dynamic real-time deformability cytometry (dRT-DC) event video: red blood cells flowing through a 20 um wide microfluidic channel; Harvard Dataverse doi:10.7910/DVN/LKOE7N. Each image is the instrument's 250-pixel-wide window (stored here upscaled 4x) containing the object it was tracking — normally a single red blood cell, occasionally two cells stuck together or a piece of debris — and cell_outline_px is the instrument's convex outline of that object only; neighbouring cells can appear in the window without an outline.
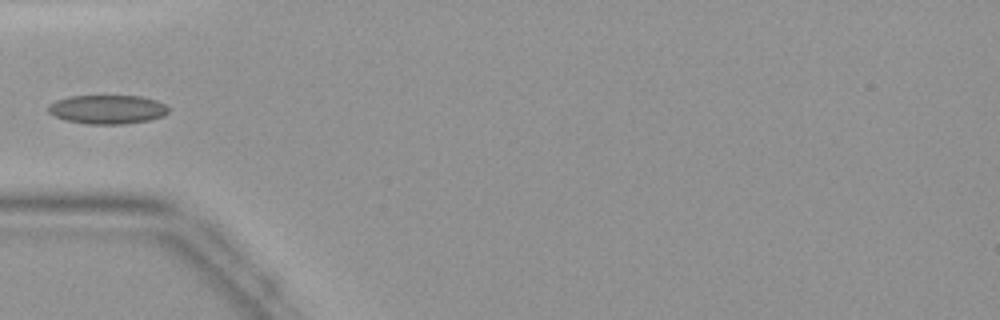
{"species": "common noctule bat (a hibernating species)", "species_latin": "Nyctalus noctula", "temperature_condition": "warm", "stored_images_in_passage": 20, "camera_frame_rate_fps": 3000, "um_per_image_px": 0.085, "animal": {"sex": "female", "body_mass_g": 19.9}, "frame": {"image": 1, "passage_image": 1, "time_ms": 0.0, "image_size_px": [1000, 320], "cell_outline_px": [[168, 112], [164, 116], [148, 120], [124, 124], [88, 124], [68, 120], [56, 116], [48, 112], [44, 108], [48, 104], [56, 100], [68, 96], [140, 96], [156, 100], [164, 104], [168, 108]], "centroid_in_image_um": [9.1, 9.29], "position_along_channel_um": 75.9, "area_um2": 20.29}}